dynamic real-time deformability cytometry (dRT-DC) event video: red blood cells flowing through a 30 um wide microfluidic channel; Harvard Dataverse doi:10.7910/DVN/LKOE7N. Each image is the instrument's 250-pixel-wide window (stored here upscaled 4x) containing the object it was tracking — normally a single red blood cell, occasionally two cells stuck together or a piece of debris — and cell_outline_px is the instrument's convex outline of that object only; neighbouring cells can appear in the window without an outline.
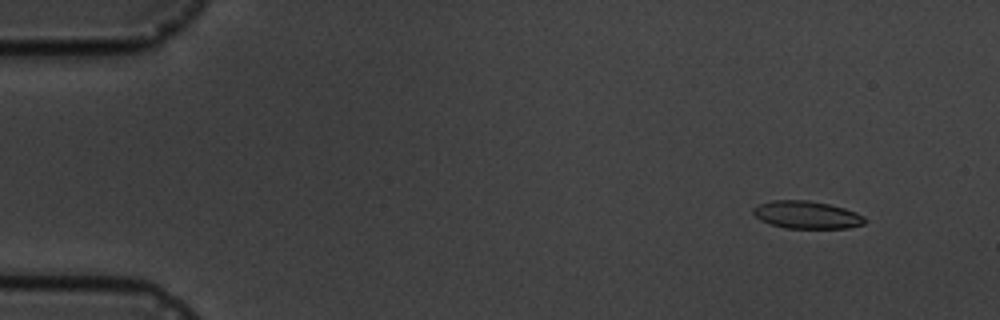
{"species": "common noctule bat (a hibernating species)", "species_latin": "Nyctalus noctula", "temperature_condition": "cold", "stored_images_in_passage": 5, "camera_frame_rate_fps": 3000, "um_per_image_px": 0.085, "animal": {"sex": "male", "body_mass_g": 19.5, "forearm_length_mm": 54.6}, "frame": {"image": 1, "passage_image": 2, "time_ms": 1.333, "image_size_px": [1000, 320], "cell_outline_px": [[864, 224], [848, 228], [784, 228], [760, 220], [752, 212], [752, 208], [760, 204], [772, 200], [808, 200], [828, 204], [844, 208], [856, 212], [864, 216]], "centroid_in_image_um": [68.56, 18.26], "position_along_channel_um": 16.4, "area_um2": 17.86}}